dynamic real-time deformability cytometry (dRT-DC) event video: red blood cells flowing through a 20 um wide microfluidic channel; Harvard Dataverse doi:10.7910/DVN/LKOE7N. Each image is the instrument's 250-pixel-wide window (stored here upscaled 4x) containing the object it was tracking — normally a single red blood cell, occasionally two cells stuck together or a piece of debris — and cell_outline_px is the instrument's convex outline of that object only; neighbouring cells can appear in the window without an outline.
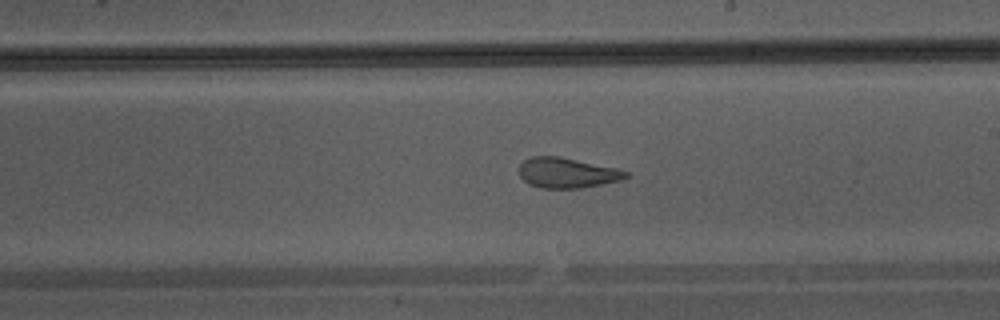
{"species": "Egyptian fruit bat (a non-hibernating species)", "species_latin": "Rousettus aegyptiacus", "temperature_condition": "warm", "stored_images_in_passage": 24, "camera_frame_rate_fps": 3000, "um_per_image_px": 0.085, "animal": {"sex": "male"}, "frame": {"image": 1, "passage_image": 14, "time_ms": 4.333, "image_size_px": [1000, 320], "cell_outline_px": [[628, 176], [620, 180], [580, 188], [540, 188], [524, 180], [520, 176], [520, 164], [524, 160], [532, 156], [560, 156], [616, 168], [628, 172]], "centroid_in_image_um": [48.19, 14.68], "position_along_channel_um": 240.8, "area_um2": 18.55}}